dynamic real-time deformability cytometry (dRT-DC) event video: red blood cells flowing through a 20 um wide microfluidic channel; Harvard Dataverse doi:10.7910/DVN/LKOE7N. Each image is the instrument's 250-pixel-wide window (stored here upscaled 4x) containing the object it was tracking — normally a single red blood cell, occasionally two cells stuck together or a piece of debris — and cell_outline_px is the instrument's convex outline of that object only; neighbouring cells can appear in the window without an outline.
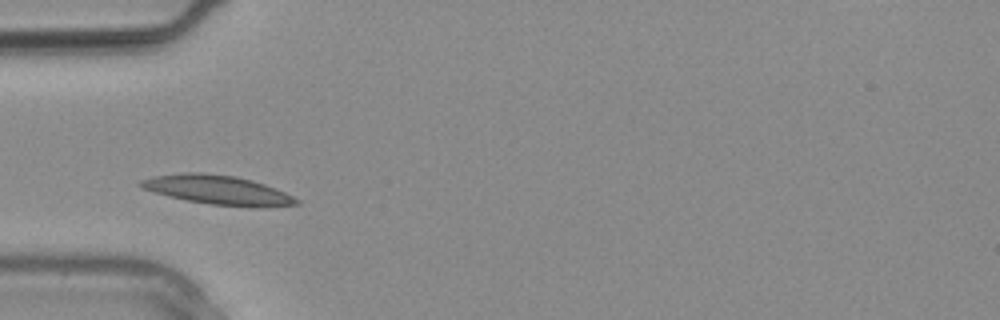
{"species": "common noctule bat (a hibernating species)", "species_latin": "Nyctalus noctula", "temperature_condition": "warm", "stored_images_in_passage": 2, "camera_frame_rate_fps": 3000, "um_per_image_px": 0.085, "animal": {"sex": "male", "body_mass_g": 20.4}, "frame": {"image": 1, "passage_image": 2, "time_ms": 0.333, "image_size_px": [1000, 320], "cell_outline_px": [[300, 204], [264, 208], [212, 204], [188, 200], [168, 196], [140, 188], [136, 184], [140, 180], [156, 176], [184, 172], [200, 172], [236, 176], [252, 180], [264, 184], [284, 192], [300, 200]], "centroid_in_image_um": [18.51, 16.15], "position_along_channel_um": 66.5, "area_um2": 26.47}}